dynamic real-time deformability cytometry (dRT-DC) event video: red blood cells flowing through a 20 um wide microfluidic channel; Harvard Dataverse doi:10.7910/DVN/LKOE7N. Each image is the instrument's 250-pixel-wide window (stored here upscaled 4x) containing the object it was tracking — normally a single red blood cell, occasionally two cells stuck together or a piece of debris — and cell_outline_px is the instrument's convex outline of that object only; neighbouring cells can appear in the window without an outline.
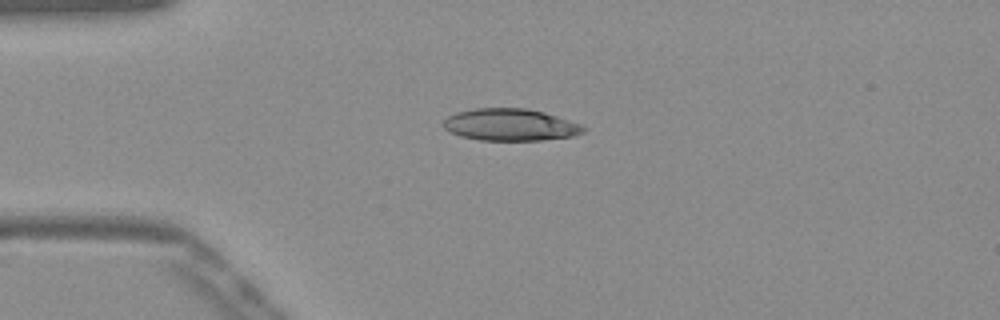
{"species": "Egyptian fruit bat (a non-hibernating species)", "species_latin": "Rousettus aegyptiacus", "temperature_condition": "warm", "stored_images_in_passage": 33, "camera_frame_rate_fps": 3000, "um_per_image_px": 0.085, "frame": {"image": 1, "passage_image": 1, "time_ms": 0.0, "image_size_px": [1000, 320], "cell_outline_px": [[588, 128], [584, 132], [572, 136], [540, 140], [480, 140], [460, 136], [444, 128], [440, 124], [448, 116], [456, 112], [476, 108], [528, 108], [544, 112], [580, 124]], "centroid_in_image_um": [43.36, 10.6], "position_along_channel_um": 41.6, "area_um2": 26.13}}
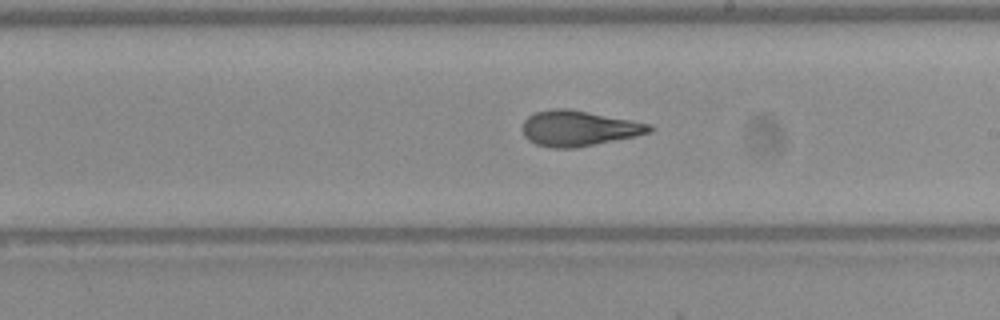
{"frame": {"image": 2, "passage_image": 18, "time_ms": 5.667, "image_size_px": [1000, 320], "cell_outline_px": [[656, 128], [652, 132], [636, 136], [576, 148], [552, 148], [536, 144], [528, 140], [524, 136], [520, 128], [524, 120], [528, 116], [536, 112], [552, 108], [568, 108], [632, 120], [652, 124]], "centroid_in_image_um": [49.19, 10.91], "position_along_channel_um": 239.8, "area_um2": 26.59}}
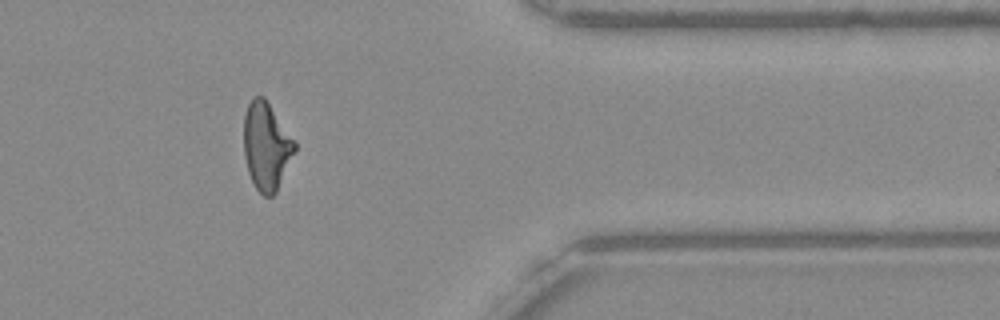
{"frame": {"image": 3, "passage_image": 31, "time_ms": 10.0, "image_size_px": [1000, 320], "cell_outline_px": [[296, 148], [276, 192], [272, 196], [264, 196], [256, 188], [248, 172], [244, 156], [244, 116], [248, 104], [252, 96], [264, 96], [296, 144]], "centroid_in_image_um": [22.61, 12.41], "position_along_channel_um": 388.8, "area_um2": 25.61}, "authors_computed_cell_mechanics": {"area_um2": 26.01, "velocity_mm_per_s": 3.9017, "shape_relaxation_time_tau1_ms": 6.3046, "shape_relaxation_time_tau2_ms": 1.4319, "deformation_change_tau1": 0.2329, "deformation_change_tau2": 0.0906}}